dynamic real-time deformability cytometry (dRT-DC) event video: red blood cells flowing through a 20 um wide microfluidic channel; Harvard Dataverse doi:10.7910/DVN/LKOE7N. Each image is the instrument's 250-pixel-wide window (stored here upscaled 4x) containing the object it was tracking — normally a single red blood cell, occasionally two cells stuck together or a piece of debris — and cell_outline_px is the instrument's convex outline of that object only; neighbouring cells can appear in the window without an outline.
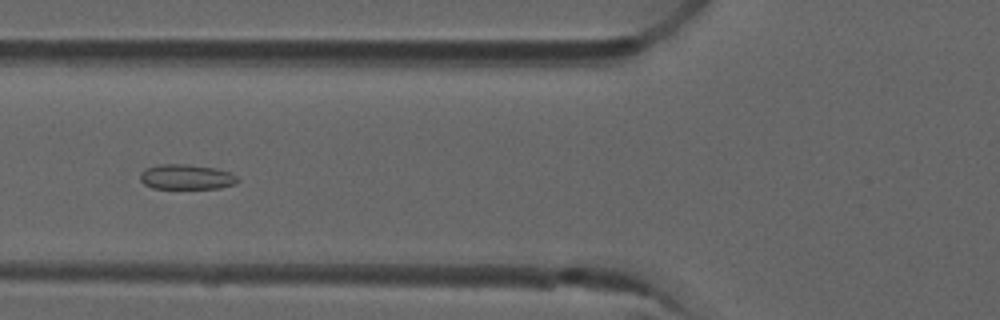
{"species": "common noctule bat (a hibernating species)", "species_latin": "Nyctalus noctula", "temperature_condition": "room temperature", "stored_images_in_passage": 7, "camera_frame_rate_fps": 3000, "um_per_image_px": 0.085, "animal": {"sex": "male", "forearm_length_mm": 52.5}, "frame": {"image": 1, "passage_image": 6, "time_ms": 1.667, "image_size_px": [1000, 320], "cell_outline_px": [[240, 180], [236, 184], [220, 188], [152, 188], [144, 184], [140, 180], [140, 172], [144, 168], [160, 164], [188, 164], [216, 168], [232, 172]], "centroid_in_image_um": [15.86, 15.03], "position_along_channel_um": 109.9, "area_um2": 14.45}}
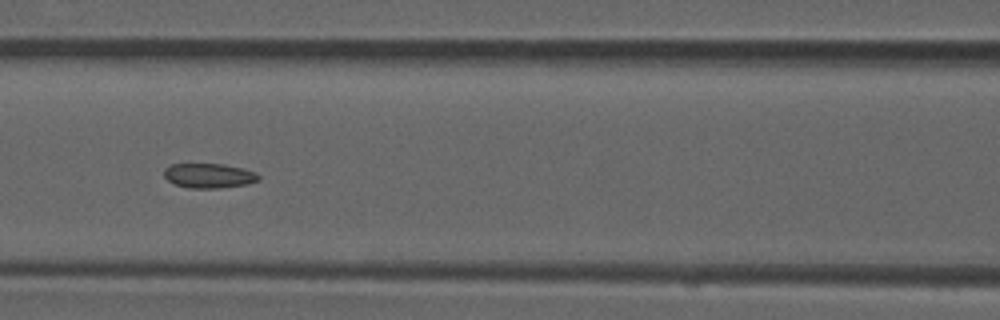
{"frame": {"image": 2, "passage_image": 7, "time_ms": 2.0, "image_size_px": [1000, 320], "cell_outline_px": [[260, 180], [248, 184], [220, 188], [188, 188], [176, 184], [168, 180], [164, 176], [164, 168], [172, 164], [224, 164], [244, 168], [256, 172], [260, 176]], "centroid_in_image_um": [17.8, 14.93], "position_along_channel_um": 148.8, "area_um2": 13.7}}